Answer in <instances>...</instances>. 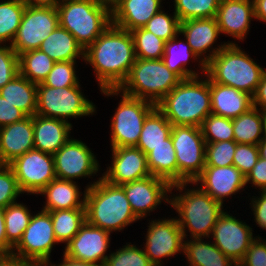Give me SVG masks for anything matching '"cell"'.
<instances>
[{"label":"cell","mask_w":266,"mask_h":266,"mask_svg":"<svg viewBox=\"0 0 266 266\" xmlns=\"http://www.w3.org/2000/svg\"><path fill=\"white\" fill-rule=\"evenodd\" d=\"M136 61L131 33L112 23L84 50V64L94 70L98 88L118 89Z\"/></svg>","instance_id":"obj_1"},{"label":"cell","mask_w":266,"mask_h":266,"mask_svg":"<svg viewBox=\"0 0 266 266\" xmlns=\"http://www.w3.org/2000/svg\"><path fill=\"white\" fill-rule=\"evenodd\" d=\"M170 194L169 206L177 214L175 218L184 239L210 238L226 205L214 200L193 182L172 184Z\"/></svg>","instance_id":"obj_2"},{"label":"cell","mask_w":266,"mask_h":266,"mask_svg":"<svg viewBox=\"0 0 266 266\" xmlns=\"http://www.w3.org/2000/svg\"><path fill=\"white\" fill-rule=\"evenodd\" d=\"M86 184L85 217L92 226L109 233L122 232L141 221L134 213L121 185H114L102 177Z\"/></svg>","instance_id":"obj_3"},{"label":"cell","mask_w":266,"mask_h":266,"mask_svg":"<svg viewBox=\"0 0 266 266\" xmlns=\"http://www.w3.org/2000/svg\"><path fill=\"white\" fill-rule=\"evenodd\" d=\"M156 108L173 126L200 127L211 114L210 78L204 74L181 80Z\"/></svg>","instance_id":"obj_4"},{"label":"cell","mask_w":266,"mask_h":266,"mask_svg":"<svg viewBox=\"0 0 266 266\" xmlns=\"http://www.w3.org/2000/svg\"><path fill=\"white\" fill-rule=\"evenodd\" d=\"M242 49L239 44H227L206 64V75L253 96L266 68Z\"/></svg>","instance_id":"obj_5"},{"label":"cell","mask_w":266,"mask_h":266,"mask_svg":"<svg viewBox=\"0 0 266 266\" xmlns=\"http://www.w3.org/2000/svg\"><path fill=\"white\" fill-rule=\"evenodd\" d=\"M59 26L69 31L85 50L112 23L111 10L92 0H62Z\"/></svg>","instance_id":"obj_6"},{"label":"cell","mask_w":266,"mask_h":266,"mask_svg":"<svg viewBox=\"0 0 266 266\" xmlns=\"http://www.w3.org/2000/svg\"><path fill=\"white\" fill-rule=\"evenodd\" d=\"M181 80L176 73L167 68L162 59L136 58L126 80L118 90L131 97L147 100L156 105Z\"/></svg>","instance_id":"obj_7"},{"label":"cell","mask_w":266,"mask_h":266,"mask_svg":"<svg viewBox=\"0 0 266 266\" xmlns=\"http://www.w3.org/2000/svg\"><path fill=\"white\" fill-rule=\"evenodd\" d=\"M104 97L121 99L110 120V148L136 146L146 117L156 108L147 100L131 97L118 89L99 90Z\"/></svg>","instance_id":"obj_8"},{"label":"cell","mask_w":266,"mask_h":266,"mask_svg":"<svg viewBox=\"0 0 266 266\" xmlns=\"http://www.w3.org/2000/svg\"><path fill=\"white\" fill-rule=\"evenodd\" d=\"M81 85L79 83L73 87L54 88L42 83L37 84L36 114L69 123L71 119L78 120L97 114V106L85 96Z\"/></svg>","instance_id":"obj_9"},{"label":"cell","mask_w":266,"mask_h":266,"mask_svg":"<svg viewBox=\"0 0 266 266\" xmlns=\"http://www.w3.org/2000/svg\"><path fill=\"white\" fill-rule=\"evenodd\" d=\"M171 139L178 164V183L193 182L205 167L206 142L200 127L173 126Z\"/></svg>","instance_id":"obj_10"},{"label":"cell","mask_w":266,"mask_h":266,"mask_svg":"<svg viewBox=\"0 0 266 266\" xmlns=\"http://www.w3.org/2000/svg\"><path fill=\"white\" fill-rule=\"evenodd\" d=\"M58 241L53 230L49 212L35 211L22 239L14 247L12 254L18 258L47 266L51 262V254Z\"/></svg>","instance_id":"obj_11"},{"label":"cell","mask_w":266,"mask_h":266,"mask_svg":"<svg viewBox=\"0 0 266 266\" xmlns=\"http://www.w3.org/2000/svg\"><path fill=\"white\" fill-rule=\"evenodd\" d=\"M147 219L145 242L141 246L149 260L155 266H164L165 260L168 262L174 256L183 255L184 237L175 216Z\"/></svg>","instance_id":"obj_12"},{"label":"cell","mask_w":266,"mask_h":266,"mask_svg":"<svg viewBox=\"0 0 266 266\" xmlns=\"http://www.w3.org/2000/svg\"><path fill=\"white\" fill-rule=\"evenodd\" d=\"M56 178L79 180L100 175L102 169L92 148L81 139L71 138L53 154ZM101 170V171H100ZM98 173V174H97Z\"/></svg>","instance_id":"obj_13"},{"label":"cell","mask_w":266,"mask_h":266,"mask_svg":"<svg viewBox=\"0 0 266 266\" xmlns=\"http://www.w3.org/2000/svg\"><path fill=\"white\" fill-rule=\"evenodd\" d=\"M58 26L57 8L26 5L21 24L10 46L18 56L26 51L39 49L41 43Z\"/></svg>","instance_id":"obj_14"},{"label":"cell","mask_w":266,"mask_h":266,"mask_svg":"<svg viewBox=\"0 0 266 266\" xmlns=\"http://www.w3.org/2000/svg\"><path fill=\"white\" fill-rule=\"evenodd\" d=\"M25 195H37L56 178L53 154L32 149L8 164Z\"/></svg>","instance_id":"obj_15"},{"label":"cell","mask_w":266,"mask_h":266,"mask_svg":"<svg viewBox=\"0 0 266 266\" xmlns=\"http://www.w3.org/2000/svg\"><path fill=\"white\" fill-rule=\"evenodd\" d=\"M251 225L225 210L213 227L210 240L237 265L257 237ZM254 234V235H253Z\"/></svg>","instance_id":"obj_16"},{"label":"cell","mask_w":266,"mask_h":266,"mask_svg":"<svg viewBox=\"0 0 266 266\" xmlns=\"http://www.w3.org/2000/svg\"><path fill=\"white\" fill-rule=\"evenodd\" d=\"M131 205L133 213L142 221L150 213L161 208L162 202L170 205L171 184L159 177L150 175L144 179L121 185ZM167 203V204H166ZM158 208V209H157Z\"/></svg>","instance_id":"obj_17"},{"label":"cell","mask_w":266,"mask_h":266,"mask_svg":"<svg viewBox=\"0 0 266 266\" xmlns=\"http://www.w3.org/2000/svg\"><path fill=\"white\" fill-rule=\"evenodd\" d=\"M111 233L85 223L71 241L63 247V254L69 258L104 265L110 255Z\"/></svg>","instance_id":"obj_18"},{"label":"cell","mask_w":266,"mask_h":266,"mask_svg":"<svg viewBox=\"0 0 266 266\" xmlns=\"http://www.w3.org/2000/svg\"><path fill=\"white\" fill-rule=\"evenodd\" d=\"M202 191L223 205L233 195L248 189L246 177L241 171L231 166H205L201 174L193 181ZM226 200V201H225Z\"/></svg>","instance_id":"obj_19"},{"label":"cell","mask_w":266,"mask_h":266,"mask_svg":"<svg viewBox=\"0 0 266 266\" xmlns=\"http://www.w3.org/2000/svg\"><path fill=\"white\" fill-rule=\"evenodd\" d=\"M111 163L101 177L114 185L137 181L150 176L146 155L137 147L111 148Z\"/></svg>","instance_id":"obj_20"},{"label":"cell","mask_w":266,"mask_h":266,"mask_svg":"<svg viewBox=\"0 0 266 266\" xmlns=\"http://www.w3.org/2000/svg\"><path fill=\"white\" fill-rule=\"evenodd\" d=\"M180 34L205 65L228 44L226 41L217 43L221 33L215 17L182 21Z\"/></svg>","instance_id":"obj_21"},{"label":"cell","mask_w":266,"mask_h":266,"mask_svg":"<svg viewBox=\"0 0 266 266\" xmlns=\"http://www.w3.org/2000/svg\"><path fill=\"white\" fill-rule=\"evenodd\" d=\"M215 18L221 35L233 38L234 41L228 40V44L244 42L252 28L251 21L255 20L254 2L221 0Z\"/></svg>","instance_id":"obj_22"},{"label":"cell","mask_w":266,"mask_h":266,"mask_svg":"<svg viewBox=\"0 0 266 266\" xmlns=\"http://www.w3.org/2000/svg\"><path fill=\"white\" fill-rule=\"evenodd\" d=\"M180 36L181 34L178 33L174 38L165 42L164 54L162 56L164 64L182 80L206 74V65L191 50L186 39L183 36L181 39ZM190 61L195 64L198 63V67L195 68L197 65L194 64L192 69V65L190 64L189 66Z\"/></svg>","instance_id":"obj_23"},{"label":"cell","mask_w":266,"mask_h":266,"mask_svg":"<svg viewBox=\"0 0 266 266\" xmlns=\"http://www.w3.org/2000/svg\"><path fill=\"white\" fill-rule=\"evenodd\" d=\"M166 0H120L111 10L112 24L132 31L144 27Z\"/></svg>","instance_id":"obj_24"},{"label":"cell","mask_w":266,"mask_h":266,"mask_svg":"<svg viewBox=\"0 0 266 266\" xmlns=\"http://www.w3.org/2000/svg\"><path fill=\"white\" fill-rule=\"evenodd\" d=\"M34 149L33 116L0 128V154L4 164Z\"/></svg>","instance_id":"obj_25"},{"label":"cell","mask_w":266,"mask_h":266,"mask_svg":"<svg viewBox=\"0 0 266 266\" xmlns=\"http://www.w3.org/2000/svg\"><path fill=\"white\" fill-rule=\"evenodd\" d=\"M77 181L62 180L55 178L37 195L43 196L45 202L42 204V209L46 212L85 208L86 187L83 192Z\"/></svg>","instance_id":"obj_26"},{"label":"cell","mask_w":266,"mask_h":266,"mask_svg":"<svg viewBox=\"0 0 266 266\" xmlns=\"http://www.w3.org/2000/svg\"><path fill=\"white\" fill-rule=\"evenodd\" d=\"M73 124L62 119L33 116L34 149L56 153L70 138Z\"/></svg>","instance_id":"obj_27"},{"label":"cell","mask_w":266,"mask_h":266,"mask_svg":"<svg viewBox=\"0 0 266 266\" xmlns=\"http://www.w3.org/2000/svg\"><path fill=\"white\" fill-rule=\"evenodd\" d=\"M211 114L237 118L252 108V96L234 87L215 83L210 79Z\"/></svg>","instance_id":"obj_28"},{"label":"cell","mask_w":266,"mask_h":266,"mask_svg":"<svg viewBox=\"0 0 266 266\" xmlns=\"http://www.w3.org/2000/svg\"><path fill=\"white\" fill-rule=\"evenodd\" d=\"M183 256L188 266H237L209 238L184 239Z\"/></svg>","instance_id":"obj_29"},{"label":"cell","mask_w":266,"mask_h":266,"mask_svg":"<svg viewBox=\"0 0 266 266\" xmlns=\"http://www.w3.org/2000/svg\"><path fill=\"white\" fill-rule=\"evenodd\" d=\"M55 62L77 61L84 62V49L76 38L65 28L58 26L41 43L39 48Z\"/></svg>","instance_id":"obj_30"},{"label":"cell","mask_w":266,"mask_h":266,"mask_svg":"<svg viewBox=\"0 0 266 266\" xmlns=\"http://www.w3.org/2000/svg\"><path fill=\"white\" fill-rule=\"evenodd\" d=\"M0 95L26 116L36 115L37 84L20 73L0 89Z\"/></svg>","instance_id":"obj_31"},{"label":"cell","mask_w":266,"mask_h":266,"mask_svg":"<svg viewBox=\"0 0 266 266\" xmlns=\"http://www.w3.org/2000/svg\"><path fill=\"white\" fill-rule=\"evenodd\" d=\"M146 158L151 175L162 178L171 185L178 183V164L171 135L167 138V144L154 147Z\"/></svg>","instance_id":"obj_32"},{"label":"cell","mask_w":266,"mask_h":266,"mask_svg":"<svg viewBox=\"0 0 266 266\" xmlns=\"http://www.w3.org/2000/svg\"><path fill=\"white\" fill-rule=\"evenodd\" d=\"M173 125L155 108L145 119L135 147L147 155L154 147L167 144Z\"/></svg>","instance_id":"obj_33"},{"label":"cell","mask_w":266,"mask_h":266,"mask_svg":"<svg viewBox=\"0 0 266 266\" xmlns=\"http://www.w3.org/2000/svg\"><path fill=\"white\" fill-rule=\"evenodd\" d=\"M51 215L53 230L58 243L64 247L79 232L85 223V208L63 209L49 212Z\"/></svg>","instance_id":"obj_34"},{"label":"cell","mask_w":266,"mask_h":266,"mask_svg":"<svg viewBox=\"0 0 266 266\" xmlns=\"http://www.w3.org/2000/svg\"><path fill=\"white\" fill-rule=\"evenodd\" d=\"M234 141L258 145L263 139V123L261 110L252 107L237 118L232 119Z\"/></svg>","instance_id":"obj_35"},{"label":"cell","mask_w":266,"mask_h":266,"mask_svg":"<svg viewBox=\"0 0 266 266\" xmlns=\"http://www.w3.org/2000/svg\"><path fill=\"white\" fill-rule=\"evenodd\" d=\"M55 61L40 49L19 55V73L34 84L43 83L52 70Z\"/></svg>","instance_id":"obj_36"},{"label":"cell","mask_w":266,"mask_h":266,"mask_svg":"<svg viewBox=\"0 0 266 266\" xmlns=\"http://www.w3.org/2000/svg\"><path fill=\"white\" fill-rule=\"evenodd\" d=\"M25 8L23 0H0V45H11Z\"/></svg>","instance_id":"obj_37"},{"label":"cell","mask_w":266,"mask_h":266,"mask_svg":"<svg viewBox=\"0 0 266 266\" xmlns=\"http://www.w3.org/2000/svg\"><path fill=\"white\" fill-rule=\"evenodd\" d=\"M33 211L23 202L8 205L4 211L6 236L8 242L15 247L22 239L25 229L29 226Z\"/></svg>","instance_id":"obj_38"},{"label":"cell","mask_w":266,"mask_h":266,"mask_svg":"<svg viewBox=\"0 0 266 266\" xmlns=\"http://www.w3.org/2000/svg\"><path fill=\"white\" fill-rule=\"evenodd\" d=\"M221 0H174L173 12L179 21L216 17Z\"/></svg>","instance_id":"obj_39"},{"label":"cell","mask_w":266,"mask_h":266,"mask_svg":"<svg viewBox=\"0 0 266 266\" xmlns=\"http://www.w3.org/2000/svg\"><path fill=\"white\" fill-rule=\"evenodd\" d=\"M135 48L136 58L147 60L162 59L165 41L158 38L144 27L130 31Z\"/></svg>","instance_id":"obj_40"},{"label":"cell","mask_w":266,"mask_h":266,"mask_svg":"<svg viewBox=\"0 0 266 266\" xmlns=\"http://www.w3.org/2000/svg\"><path fill=\"white\" fill-rule=\"evenodd\" d=\"M122 247V248H121ZM118 247L115 251L108 250L109 256L104 266H155L145 254L142 246L131 242Z\"/></svg>","instance_id":"obj_41"},{"label":"cell","mask_w":266,"mask_h":266,"mask_svg":"<svg viewBox=\"0 0 266 266\" xmlns=\"http://www.w3.org/2000/svg\"><path fill=\"white\" fill-rule=\"evenodd\" d=\"M206 143L234 140L232 119L209 114L200 126Z\"/></svg>","instance_id":"obj_42"},{"label":"cell","mask_w":266,"mask_h":266,"mask_svg":"<svg viewBox=\"0 0 266 266\" xmlns=\"http://www.w3.org/2000/svg\"><path fill=\"white\" fill-rule=\"evenodd\" d=\"M77 62L79 61L55 62L42 84L54 88L77 86L81 82L76 71L79 66Z\"/></svg>","instance_id":"obj_43"},{"label":"cell","mask_w":266,"mask_h":266,"mask_svg":"<svg viewBox=\"0 0 266 266\" xmlns=\"http://www.w3.org/2000/svg\"><path fill=\"white\" fill-rule=\"evenodd\" d=\"M169 11L165 12L162 8L157 12L144 26V28L158 38H161L165 42L174 38L178 33H180V21L177 15Z\"/></svg>","instance_id":"obj_44"},{"label":"cell","mask_w":266,"mask_h":266,"mask_svg":"<svg viewBox=\"0 0 266 266\" xmlns=\"http://www.w3.org/2000/svg\"><path fill=\"white\" fill-rule=\"evenodd\" d=\"M237 143L234 140L206 143L205 166H231Z\"/></svg>","instance_id":"obj_45"},{"label":"cell","mask_w":266,"mask_h":266,"mask_svg":"<svg viewBox=\"0 0 266 266\" xmlns=\"http://www.w3.org/2000/svg\"><path fill=\"white\" fill-rule=\"evenodd\" d=\"M22 195L24 193L21 191L11 167L7 164L0 167V207L6 208L17 202Z\"/></svg>","instance_id":"obj_46"},{"label":"cell","mask_w":266,"mask_h":266,"mask_svg":"<svg viewBox=\"0 0 266 266\" xmlns=\"http://www.w3.org/2000/svg\"><path fill=\"white\" fill-rule=\"evenodd\" d=\"M19 73V56L10 45H0V89Z\"/></svg>","instance_id":"obj_47"},{"label":"cell","mask_w":266,"mask_h":266,"mask_svg":"<svg viewBox=\"0 0 266 266\" xmlns=\"http://www.w3.org/2000/svg\"><path fill=\"white\" fill-rule=\"evenodd\" d=\"M258 158L259 150L257 145L237 143L233 157V165L246 177L253 169Z\"/></svg>","instance_id":"obj_48"},{"label":"cell","mask_w":266,"mask_h":266,"mask_svg":"<svg viewBox=\"0 0 266 266\" xmlns=\"http://www.w3.org/2000/svg\"><path fill=\"white\" fill-rule=\"evenodd\" d=\"M237 266H266V239L258 235Z\"/></svg>","instance_id":"obj_49"},{"label":"cell","mask_w":266,"mask_h":266,"mask_svg":"<svg viewBox=\"0 0 266 266\" xmlns=\"http://www.w3.org/2000/svg\"><path fill=\"white\" fill-rule=\"evenodd\" d=\"M256 192L259 193H257L258 196H254V194L251 196L248 194L246 198L250 200L249 208H251L253 213H251V215H253L255 226L260 227L262 230H266V191Z\"/></svg>","instance_id":"obj_50"},{"label":"cell","mask_w":266,"mask_h":266,"mask_svg":"<svg viewBox=\"0 0 266 266\" xmlns=\"http://www.w3.org/2000/svg\"><path fill=\"white\" fill-rule=\"evenodd\" d=\"M266 191V159L259 157L253 169L246 176V185Z\"/></svg>","instance_id":"obj_51"},{"label":"cell","mask_w":266,"mask_h":266,"mask_svg":"<svg viewBox=\"0 0 266 266\" xmlns=\"http://www.w3.org/2000/svg\"><path fill=\"white\" fill-rule=\"evenodd\" d=\"M27 116L0 95V128L22 121Z\"/></svg>","instance_id":"obj_52"},{"label":"cell","mask_w":266,"mask_h":266,"mask_svg":"<svg viewBox=\"0 0 266 266\" xmlns=\"http://www.w3.org/2000/svg\"><path fill=\"white\" fill-rule=\"evenodd\" d=\"M252 106L260 110L266 109V71L252 96Z\"/></svg>","instance_id":"obj_53"},{"label":"cell","mask_w":266,"mask_h":266,"mask_svg":"<svg viewBox=\"0 0 266 266\" xmlns=\"http://www.w3.org/2000/svg\"><path fill=\"white\" fill-rule=\"evenodd\" d=\"M4 207H0V254H12L14 247L8 242L6 236Z\"/></svg>","instance_id":"obj_54"},{"label":"cell","mask_w":266,"mask_h":266,"mask_svg":"<svg viewBox=\"0 0 266 266\" xmlns=\"http://www.w3.org/2000/svg\"><path fill=\"white\" fill-rule=\"evenodd\" d=\"M0 266H42L38 263L24 260L13 254H0Z\"/></svg>","instance_id":"obj_55"},{"label":"cell","mask_w":266,"mask_h":266,"mask_svg":"<svg viewBox=\"0 0 266 266\" xmlns=\"http://www.w3.org/2000/svg\"><path fill=\"white\" fill-rule=\"evenodd\" d=\"M62 259L60 261V263L56 264V263H52V261L47 265V266H104V265H99L96 263H92V262H83V261H79V260H75L72 258L67 257L66 255L62 254Z\"/></svg>","instance_id":"obj_56"},{"label":"cell","mask_w":266,"mask_h":266,"mask_svg":"<svg viewBox=\"0 0 266 266\" xmlns=\"http://www.w3.org/2000/svg\"><path fill=\"white\" fill-rule=\"evenodd\" d=\"M255 21L266 23V0H253Z\"/></svg>","instance_id":"obj_57"},{"label":"cell","mask_w":266,"mask_h":266,"mask_svg":"<svg viewBox=\"0 0 266 266\" xmlns=\"http://www.w3.org/2000/svg\"><path fill=\"white\" fill-rule=\"evenodd\" d=\"M26 5L34 7H52L57 8L62 0H23Z\"/></svg>","instance_id":"obj_58"},{"label":"cell","mask_w":266,"mask_h":266,"mask_svg":"<svg viewBox=\"0 0 266 266\" xmlns=\"http://www.w3.org/2000/svg\"><path fill=\"white\" fill-rule=\"evenodd\" d=\"M92 1L104 5L108 7L110 10H112L119 3L120 0H92Z\"/></svg>","instance_id":"obj_59"},{"label":"cell","mask_w":266,"mask_h":266,"mask_svg":"<svg viewBox=\"0 0 266 266\" xmlns=\"http://www.w3.org/2000/svg\"><path fill=\"white\" fill-rule=\"evenodd\" d=\"M259 150V157L266 159V139L263 138L257 145Z\"/></svg>","instance_id":"obj_60"},{"label":"cell","mask_w":266,"mask_h":266,"mask_svg":"<svg viewBox=\"0 0 266 266\" xmlns=\"http://www.w3.org/2000/svg\"><path fill=\"white\" fill-rule=\"evenodd\" d=\"M262 123H263V138L266 139V109L261 110Z\"/></svg>","instance_id":"obj_61"},{"label":"cell","mask_w":266,"mask_h":266,"mask_svg":"<svg viewBox=\"0 0 266 266\" xmlns=\"http://www.w3.org/2000/svg\"><path fill=\"white\" fill-rule=\"evenodd\" d=\"M5 164H4V162H3V160H2V157H1V154H0V167H2V166H4Z\"/></svg>","instance_id":"obj_62"}]
</instances>
